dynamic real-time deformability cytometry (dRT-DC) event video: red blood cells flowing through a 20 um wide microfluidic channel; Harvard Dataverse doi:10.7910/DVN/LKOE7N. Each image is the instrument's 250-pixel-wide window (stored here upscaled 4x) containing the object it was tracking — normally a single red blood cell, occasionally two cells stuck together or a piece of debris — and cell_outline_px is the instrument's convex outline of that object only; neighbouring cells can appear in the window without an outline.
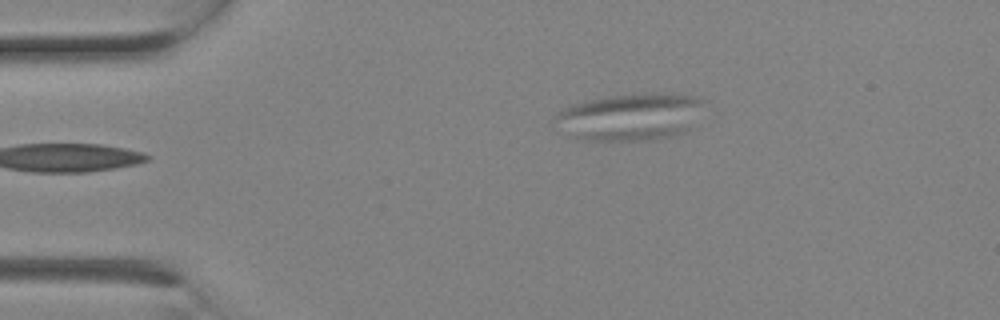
{"species": "Egyptian fruit bat (a non-hibernating species)", "species_latin": "Rousettus aegyptiacus", "temperature_condition": "room temperature", "stored_images_in_passage": 1, "camera_frame_rate_fps": 3000, "um_per_image_px": 0.085, "animal": {"sex": "female"}, "frame": {"image": 1, "passage_image": 1, "time_ms": 0.0, "image_size_px": [1000, 320], "cell_outline_px": [[708, 100], [688, 132], [656, 140], [580, 140], [568, 136], [556, 120], [556, 112], [564, 108], [576, 104], [608, 96], [656, 92], [660, 92], [700, 96]], "centroid_in_image_um": [53.69, 9.93], "position_along_channel_um": 31.3, "area_um2": 41.38}}